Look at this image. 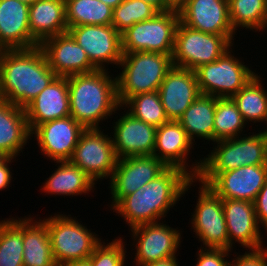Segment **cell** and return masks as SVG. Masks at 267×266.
Masks as SVG:
<instances>
[{"instance_id":"cell-1","label":"cell","mask_w":267,"mask_h":266,"mask_svg":"<svg viewBox=\"0 0 267 266\" xmlns=\"http://www.w3.org/2000/svg\"><path fill=\"white\" fill-rule=\"evenodd\" d=\"M193 183L196 184L197 179L181 168L167 167L154 180L125 196L112 210L123 217L130 229L162 222Z\"/></svg>"},{"instance_id":"cell-2","label":"cell","mask_w":267,"mask_h":266,"mask_svg":"<svg viewBox=\"0 0 267 266\" xmlns=\"http://www.w3.org/2000/svg\"><path fill=\"white\" fill-rule=\"evenodd\" d=\"M56 77L39 46L0 53V99L11 104L25 108Z\"/></svg>"},{"instance_id":"cell-3","label":"cell","mask_w":267,"mask_h":266,"mask_svg":"<svg viewBox=\"0 0 267 266\" xmlns=\"http://www.w3.org/2000/svg\"><path fill=\"white\" fill-rule=\"evenodd\" d=\"M111 71L97 69L90 73L67 76L70 116L85 129L99 124L122 109L117 96V81ZM114 112V113H113Z\"/></svg>"},{"instance_id":"cell-4","label":"cell","mask_w":267,"mask_h":266,"mask_svg":"<svg viewBox=\"0 0 267 266\" xmlns=\"http://www.w3.org/2000/svg\"><path fill=\"white\" fill-rule=\"evenodd\" d=\"M257 131L214 142L213 150L202 158L197 181L208 185L221 172L246 165H267V130Z\"/></svg>"},{"instance_id":"cell-5","label":"cell","mask_w":267,"mask_h":266,"mask_svg":"<svg viewBox=\"0 0 267 266\" xmlns=\"http://www.w3.org/2000/svg\"><path fill=\"white\" fill-rule=\"evenodd\" d=\"M171 56L153 52L123 53L118 65L123 70L116 76L120 106L137 94L158 91L173 66Z\"/></svg>"},{"instance_id":"cell-6","label":"cell","mask_w":267,"mask_h":266,"mask_svg":"<svg viewBox=\"0 0 267 266\" xmlns=\"http://www.w3.org/2000/svg\"><path fill=\"white\" fill-rule=\"evenodd\" d=\"M71 215L55 213L41 219L50 235L51 248L57 266L74 261L87 260L94 248L102 241L95 232H91L83 223ZM99 237V238H98Z\"/></svg>"},{"instance_id":"cell-7","label":"cell","mask_w":267,"mask_h":266,"mask_svg":"<svg viewBox=\"0 0 267 266\" xmlns=\"http://www.w3.org/2000/svg\"><path fill=\"white\" fill-rule=\"evenodd\" d=\"M233 49L231 47L216 61L203 64L194 70L201 94L232 98L257 75L249 66L244 65L242 58L234 55Z\"/></svg>"},{"instance_id":"cell-8","label":"cell","mask_w":267,"mask_h":266,"mask_svg":"<svg viewBox=\"0 0 267 266\" xmlns=\"http://www.w3.org/2000/svg\"><path fill=\"white\" fill-rule=\"evenodd\" d=\"M179 13L158 12L153 18L135 23L121 34L122 52H153L172 55Z\"/></svg>"},{"instance_id":"cell-9","label":"cell","mask_w":267,"mask_h":266,"mask_svg":"<svg viewBox=\"0 0 267 266\" xmlns=\"http://www.w3.org/2000/svg\"><path fill=\"white\" fill-rule=\"evenodd\" d=\"M232 46L223 35L204 33L180 21L175 33L172 64L194 71L203 64L216 61Z\"/></svg>"},{"instance_id":"cell-10","label":"cell","mask_w":267,"mask_h":266,"mask_svg":"<svg viewBox=\"0 0 267 266\" xmlns=\"http://www.w3.org/2000/svg\"><path fill=\"white\" fill-rule=\"evenodd\" d=\"M102 128L85 129L81 134L69 160L78 166L95 183L108 179L116 168L117 156L112 136L105 134Z\"/></svg>"},{"instance_id":"cell-11","label":"cell","mask_w":267,"mask_h":266,"mask_svg":"<svg viewBox=\"0 0 267 266\" xmlns=\"http://www.w3.org/2000/svg\"><path fill=\"white\" fill-rule=\"evenodd\" d=\"M200 184L197 204L191 213V229L195 232L198 240L202 242L201 248L229 250L222 198L209 186Z\"/></svg>"},{"instance_id":"cell-12","label":"cell","mask_w":267,"mask_h":266,"mask_svg":"<svg viewBox=\"0 0 267 266\" xmlns=\"http://www.w3.org/2000/svg\"><path fill=\"white\" fill-rule=\"evenodd\" d=\"M135 257L133 258L136 266L162 260L168 257H173L178 254V248L181 244V229L172 228L165 224V220L157 223H148L138 225L129 229Z\"/></svg>"},{"instance_id":"cell-13","label":"cell","mask_w":267,"mask_h":266,"mask_svg":"<svg viewBox=\"0 0 267 266\" xmlns=\"http://www.w3.org/2000/svg\"><path fill=\"white\" fill-rule=\"evenodd\" d=\"M167 166L154 155L120 158L110 178L109 187L112 209L127 195L154 180Z\"/></svg>"},{"instance_id":"cell-14","label":"cell","mask_w":267,"mask_h":266,"mask_svg":"<svg viewBox=\"0 0 267 266\" xmlns=\"http://www.w3.org/2000/svg\"><path fill=\"white\" fill-rule=\"evenodd\" d=\"M68 32L97 69L110 70L107 65H119L123 57L121 34L112 25H80L70 27Z\"/></svg>"},{"instance_id":"cell-15","label":"cell","mask_w":267,"mask_h":266,"mask_svg":"<svg viewBox=\"0 0 267 266\" xmlns=\"http://www.w3.org/2000/svg\"><path fill=\"white\" fill-rule=\"evenodd\" d=\"M85 128L73 117L55 119L38 125L31 138L41 153L54 162L69 161Z\"/></svg>"},{"instance_id":"cell-16","label":"cell","mask_w":267,"mask_h":266,"mask_svg":"<svg viewBox=\"0 0 267 266\" xmlns=\"http://www.w3.org/2000/svg\"><path fill=\"white\" fill-rule=\"evenodd\" d=\"M196 145L188 137L182 125L175 120L156 127V138L153 155L167 167H177L184 170L192 178H196L202 165V157L192 165L187 162L190 150Z\"/></svg>"},{"instance_id":"cell-17","label":"cell","mask_w":267,"mask_h":266,"mask_svg":"<svg viewBox=\"0 0 267 266\" xmlns=\"http://www.w3.org/2000/svg\"><path fill=\"white\" fill-rule=\"evenodd\" d=\"M227 225L229 250L240 244L244 250L258 249L264 245L263 233L251 201L222 199ZM248 248V249H247Z\"/></svg>"},{"instance_id":"cell-18","label":"cell","mask_w":267,"mask_h":266,"mask_svg":"<svg viewBox=\"0 0 267 266\" xmlns=\"http://www.w3.org/2000/svg\"><path fill=\"white\" fill-rule=\"evenodd\" d=\"M39 47L57 76L67 77L97 70L69 32L49 37Z\"/></svg>"},{"instance_id":"cell-19","label":"cell","mask_w":267,"mask_h":266,"mask_svg":"<svg viewBox=\"0 0 267 266\" xmlns=\"http://www.w3.org/2000/svg\"><path fill=\"white\" fill-rule=\"evenodd\" d=\"M179 16L184 25L204 33L223 35L234 45L236 32L230 23L228 0H189Z\"/></svg>"},{"instance_id":"cell-20","label":"cell","mask_w":267,"mask_h":266,"mask_svg":"<svg viewBox=\"0 0 267 266\" xmlns=\"http://www.w3.org/2000/svg\"><path fill=\"white\" fill-rule=\"evenodd\" d=\"M158 93L167 118L178 121L201 94L195 71L173 65L162 81Z\"/></svg>"},{"instance_id":"cell-21","label":"cell","mask_w":267,"mask_h":266,"mask_svg":"<svg viewBox=\"0 0 267 266\" xmlns=\"http://www.w3.org/2000/svg\"><path fill=\"white\" fill-rule=\"evenodd\" d=\"M123 112L111 132L117 158L153 155L156 127Z\"/></svg>"},{"instance_id":"cell-22","label":"cell","mask_w":267,"mask_h":266,"mask_svg":"<svg viewBox=\"0 0 267 266\" xmlns=\"http://www.w3.org/2000/svg\"><path fill=\"white\" fill-rule=\"evenodd\" d=\"M267 179V165H246L219 173L209 186L222 199L254 202Z\"/></svg>"},{"instance_id":"cell-23","label":"cell","mask_w":267,"mask_h":266,"mask_svg":"<svg viewBox=\"0 0 267 266\" xmlns=\"http://www.w3.org/2000/svg\"><path fill=\"white\" fill-rule=\"evenodd\" d=\"M24 110L30 132L44 122L70 116L67 77L57 76Z\"/></svg>"},{"instance_id":"cell-24","label":"cell","mask_w":267,"mask_h":266,"mask_svg":"<svg viewBox=\"0 0 267 266\" xmlns=\"http://www.w3.org/2000/svg\"><path fill=\"white\" fill-rule=\"evenodd\" d=\"M0 46L4 50L39 46L29 30V5L20 0H0Z\"/></svg>"},{"instance_id":"cell-25","label":"cell","mask_w":267,"mask_h":266,"mask_svg":"<svg viewBox=\"0 0 267 266\" xmlns=\"http://www.w3.org/2000/svg\"><path fill=\"white\" fill-rule=\"evenodd\" d=\"M31 132L24 108L0 99V153L16 158L29 143Z\"/></svg>"},{"instance_id":"cell-26","label":"cell","mask_w":267,"mask_h":266,"mask_svg":"<svg viewBox=\"0 0 267 266\" xmlns=\"http://www.w3.org/2000/svg\"><path fill=\"white\" fill-rule=\"evenodd\" d=\"M29 30L39 44L68 32L65 0H37L29 5Z\"/></svg>"},{"instance_id":"cell-27","label":"cell","mask_w":267,"mask_h":266,"mask_svg":"<svg viewBox=\"0 0 267 266\" xmlns=\"http://www.w3.org/2000/svg\"><path fill=\"white\" fill-rule=\"evenodd\" d=\"M22 218L24 266H57L54 261L47 225L39 218Z\"/></svg>"},{"instance_id":"cell-28","label":"cell","mask_w":267,"mask_h":266,"mask_svg":"<svg viewBox=\"0 0 267 266\" xmlns=\"http://www.w3.org/2000/svg\"><path fill=\"white\" fill-rule=\"evenodd\" d=\"M54 173L41 186L43 193L58 196H78L89 194L95 189V182L78 166L70 161H56Z\"/></svg>"},{"instance_id":"cell-29","label":"cell","mask_w":267,"mask_h":266,"mask_svg":"<svg viewBox=\"0 0 267 266\" xmlns=\"http://www.w3.org/2000/svg\"><path fill=\"white\" fill-rule=\"evenodd\" d=\"M215 108L216 97L200 94L178 119L193 143L196 137L214 143Z\"/></svg>"},{"instance_id":"cell-30","label":"cell","mask_w":267,"mask_h":266,"mask_svg":"<svg viewBox=\"0 0 267 266\" xmlns=\"http://www.w3.org/2000/svg\"><path fill=\"white\" fill-rule=\"evenodd\" d=\"M261 78L257 74L232 97L248 125L251 122H265L267 125V89L263 87Z\"/></svg>"},{"instance_id":"cell-31","label":"cell","mask_w":267,"mask_h":266,"mask_svg":"<svg viewBox=\"0 0 267 266\" xmlns=\"http://www.w3.org/2000/svg\"><path fill=\"white\" fill-rule=\"evenodd\" d=\"M228 8L235 32L244 28L264 32L267 28V0H228Z\"/></svg>"},{"instance_id":"cell-32","label":"cell","mask_w":267,"mask_h":266,"mask_svg":"<svg viewBox=\"0 0 267 266\" xmlns=\"http://www.w3.org/2000/svg\"><path fill=\"white\" fill-rule=\"evenodd\" d=\"M68 29L80 25H111L113 8L100 0H65Z\"/></svg>"},{"instance_id":"cell-33","label":"cell","mask_w":267,"mask_h":266,"mask_svg":"<svg viewBox=\"0 0 267 266\" xmlns=\"http://www.w3.org/2000/svg\"><path fill=\"white\" fill-rule=\"evenodd\" d=\"M22 217L0 221V266H24Z\"/></svg>"},{"instance_id":"cell-34","label":"cell","mask_w":267,"mask_h":266,"mask_svg":"<svg viewBox=\"0 0 267 266\" xmlns=\"http://www.w3.org/2000/svg\"><path fill=\"white\" fill-rule=\"evenodd\" d=\"M247 123L232 98H216L214 142L242 135Z\"/></svg>"},{"instance_id":"cell-35","label":"cell","mask_w":267,"mask_h":266,"mask_svg":"<svg viewBox=\"0 0 267 266\" xmlns=\"http://www.w3.org/2000/svg\"><path fill=\"white\" fill-rule=\"evenodd\" d=\"M124 109L136 119L155 127H159L169 121L158 91L141 93L129 98L122 105V110Z\"/></svg>"},{"instance_id":"cell-36","label":"cell","mask_w":267,"mask_h":266,"mask_svg":"<svg viewBox=\"0 0 267 266\" xmlns=\"http://www.w3.org/2000/svg\"><path fill=\"white\" fill-rule=\"evenodd\" d=\"M159 11L143 0H124L113 8L112 26L122 34L135 23L153 18Z\"/></svg>"},{"instance_id":"cell-37","label":"cell","mask_w":267,"mask_h":266,"mask_svg":"<svg viewBox=\"0 0 267 266\" xmlns=\"http://www.w3.org/2000/svg\"><path fill=\"white\" fill-rule=\"evenodd\" d=\"M105 243L101 241L93 250L88 258L91 266H125L126 263V244L120 237ZM106 244V245H105ZM125 246V247H124Z\"/></svg>"},{"instance_id":"cell-38","label":"cell","mask_w":267,"mask_h":266,"mask_svg":"<svg viewBox=\"0 0 267 266\" xmlns=\"http://www.w3.org/2000/svg\"><path fill=\"white\" fill-rule=\"evenodd\" d=\"M232 250L226 249H213V248H200L198 249L197 263L195 266H228Z\"/></svg>"},{"instance_id":"cell-39","label":"cell","mask_w":267,"mask_h":266,"mask_svg":"<svg viewBox=\"0 0 267 266\" xmlns=\"http://www.w3.org/2000/svg\"><path fill=\"white\" fill-rule=\"evenodd\" d=\"M236 255L230 261L231 266H267V247L249 249L244 254L235 252Z\"/></svg>"},{"instance_id":"cell-40","label":"cell","mask_w":267,"mask_h":266,"mask_svg":"<svg viewBox=\"0 0 267 266\" xmlns=\"http://www.w3.org/2000/svg\"><path fill=\"white\" fill-rule=\"evenodd\" d=\"M253 203L258 223L267 233V179Z\"/></svg>"},{"instance_id":"cell-41","label":"cell","mask_w":267,"mask_h":266,"mask_svg":"<svg viewBox=\"0 0 267 266\" xmlns=\"http://www.w3.org/2000/svg\"><path fill=\"white\" fill-rule=\"evenodd\" d=\"M16 159L14 157H4L0 161V190H5L10 186L9 184L12 182V167H10V163L14 162Z\"/></svg>"},{"instance_id":"cell-42","label":"cell","mask_w":267,"mask_h":266,"mask_svg":"<svg viewBox=\"0 0 267 266\" xmlns=\"http://www.w3.org/2000/svg\"><path fill=\"white\" fill-rule=\"evenodd\" d=\"M189 0H167V11H174L179 13L187 4Z\"/></svg>"},{"instance_id":"cell-43","label":"cell","mask_w":267,"mask_h":266,"mask_svg":"<svg viewBox=\"0 0 267 266\" xmlns=\"http://www.w3.org/2000/svg\"><path fill=\"white\" fill-rule=\"evenodd\" d=\"M177 260L178 259L176 258V256H173L155 262H151L143 266H180Z\"/></svg>"},{"instance_id":"cell-44","label":"cell","mask_w":267,"mask_h":266,"mask_svg":"<svg viewBox=\"0 0 267 266\" xmlns=\"http://www.w3.org/2000/svg\"><path fill=\"white\" fill-rule=\"evenodd\" d=\"M153 5L159 12L167 11V0H143Z\"/></svg>"},{"instance_id":"cell-45","label":"cell","mask_w":267,"mask_h":266,"mask_svg":"<svg viewBox=\"0 0 267 266\" xmlns=\"http://www.w3.org/2000/svg\"><path fill=\"white\" fill-rule=\"evenodd\" d=\"M64 266H91V261L89 259L83 261H74Z\"/></svg>"},{"instance_id":"cell-46","label":"cell","mask_w":267,"mask_h":266,"mask_svg":"<svg viewBox=\"0 0 267 266\" xmlns=\"http://www.w3.org/2000/svg\"><path fill=\"white\" fill-rule=\"evenodd\" d=\"M100 1L105 3L106 5H109L112 8H116L124 0H100Z\"/></svg>"},{"instance_id":"cell-47","label":"cell","mask_w":267,"mask_h":266,"mask_svg":"<svg viewBox=\"0 0 267 266\" xmlns=\"http://www.w3.org/2000/svg\"><path fill=\"white\" fill-rule=\"evenodd\" d=\"M28 5H31L32 3L36 2L37 0H20Z\"/></svg>"},{"instance_id":"cell-48","label":"cell","mask_w":267,"mask_h":266,"mask_svg":"<svg viewBox=\"0 0 267 266\" xmlns=\"http://www.w3.org/2000/svg\"><path fill=\"white\" fill-rule=\"evenodd\" d=\"M4 157H5V156L2 155V154L0 153V161H1Z\"/></svg>"},{"instance_id":"cell-49","label":"cell","mask_w":267,"mask_h":266,"mask_svg":"<svg viewBox=\"0 0 267 266\" xmlns=\"http://www.w3.org/2000/svg\"><path fill=\"white\" fill-rule=\"evenodd\" d=\"M3 50H4V49H3V48L0 46V53H2V52H3Z\"/></svg>"}]
</instances>
